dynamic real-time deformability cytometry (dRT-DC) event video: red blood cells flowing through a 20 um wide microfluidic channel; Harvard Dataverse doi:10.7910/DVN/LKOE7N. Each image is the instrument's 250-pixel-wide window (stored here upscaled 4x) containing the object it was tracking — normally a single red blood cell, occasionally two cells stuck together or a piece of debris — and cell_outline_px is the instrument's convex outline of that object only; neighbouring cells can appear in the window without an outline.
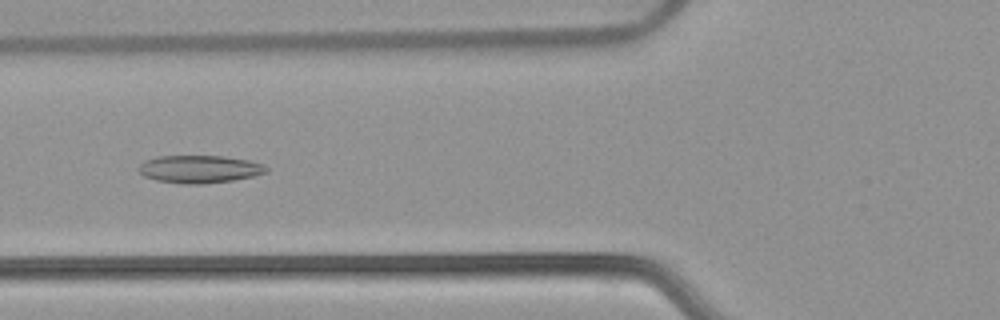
{"species": "common noctule bat (a hibernating species)", "species_latin": "Nyctalus noctula", "temperature_condition": "warm", "stored_images_in_passage": 54, "camera_frame_rate_fps": 3000, "um_per_image_px": 0.085, "animal": {"sex": "female", "body_mass_g": 22.7, "forearm_length_mm": 54.2}, "frame": {"image": 1, "passage_image": 21, "time_ms": 6.667, "image_size_px": [1000, 320], "cell_outline_px": [[268, 172], [252, 176], [232, 180], [204, 184], [184, 184], [156, 180], [144, 176], [136, 168], [144, 160], [156, 156], [224, 156], [248, 160], [264, 164], [268, 168]], "centroid_in_image_um": [16.93, 14.37], "position_along_channel_um": 108.9, "area_um2": 20.69}}
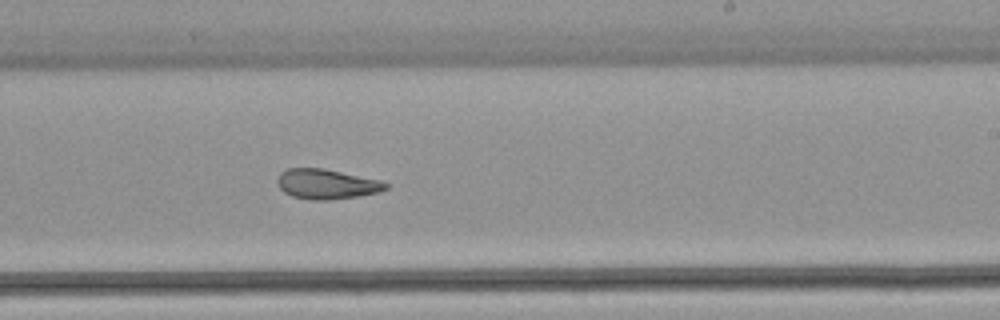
{"frame": {"image": 2, "passage_image": 33, "time_ms": 10.667, "image_size_px": [1000, 320], "cell_outline_px": [[388, 188], [380, 192], [356, 196], [328, 200], [316, 200], [292, 196], [284, 192], [276, 184], [276, 180], [280, 172], [288, 168], [324, 168], [380, 180], [388, 184]], "centroid_in_image_um": [27.74, 15.63], "position_along_channel_um": 261.3, "area_um2": 18.9}}
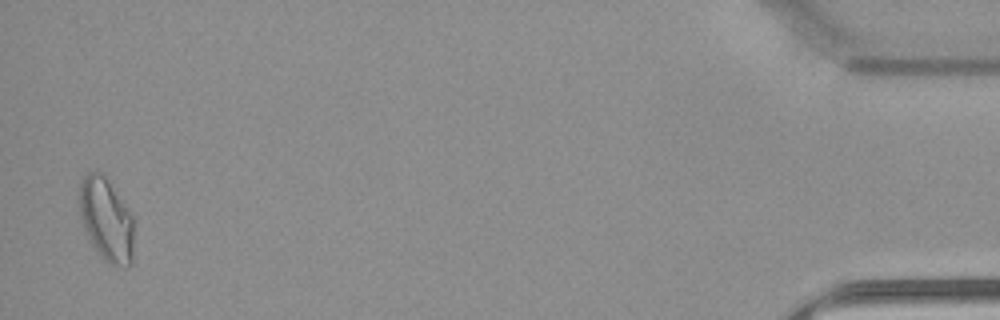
{"frame": {"image": 3, "passage_image": 53, "time_ms": 17.333, "image_size_px": [1000, 320], "cell_outline_px": [[132, 264], [128, 268], [124, 268], [108, 264], [100, 256], [88, 240], [80, 216], [76, 196], [80, 184], [84, 176], [88, 172], [96, 168], [104, 172], [132, 212]], "centroid_in_image_um": [9.0, 18.61], "position_along_channel_um": 426.2, "area_um2": 27.63}, "authors_computed_cell_mechanics": {"area_um2": 21.7906, "velocity_mm_per_s": 3.8142, "shape_relaxation_time_tau1_ms": null, "shape_relaxation_time_tau2_ms": 3.3538, "deformation_change_tau1": null, "deformation_change_tau2": 0.1047}}